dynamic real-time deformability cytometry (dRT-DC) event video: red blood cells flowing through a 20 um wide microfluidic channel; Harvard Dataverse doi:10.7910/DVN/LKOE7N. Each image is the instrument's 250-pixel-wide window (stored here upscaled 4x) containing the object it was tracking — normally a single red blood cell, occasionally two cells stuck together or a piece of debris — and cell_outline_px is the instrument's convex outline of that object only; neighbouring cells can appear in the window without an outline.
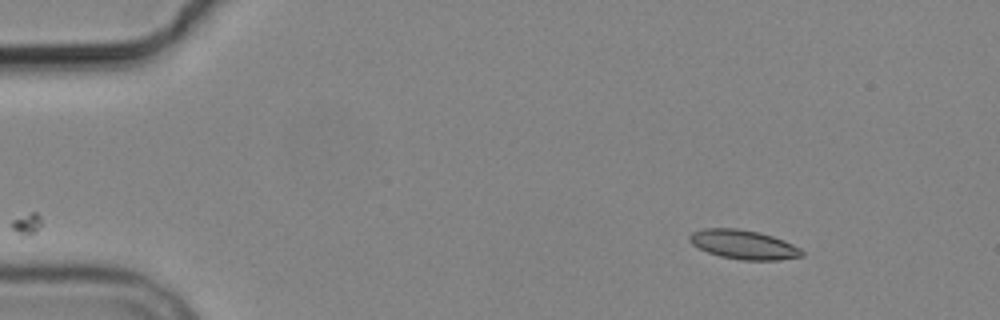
{"species": "common noctule bat (a hibernating species)", "species_latin": "Nyctalus noctula", "temperature_condition": "cold", "stored_images_in_passage": 5, "camera_frame_rate_fps": 3000, "um_per_image_px": 0.085, "animal": {"sex": "male", "body_mass_g": 19.2, "forearm_length_mm": 51.8}, "frame": {"image": 1, "passage_image": 2, "time_ms": 1.333, "image_size_px": [1000, 320], "cell_outline_px": [[804, 256], [780, 260], [740, 260], [720, 256], [708, 252], [692, 244], [688, 240], [688, 236], [692, 232], [704, 228], [736, 228], [760, 232], [784, 240], [800, 248], [804, 252]], "centroid_in_image_um": [63.21, 20.79], "position_along_channel_um": 21.8, "area_um2": 19.19}}
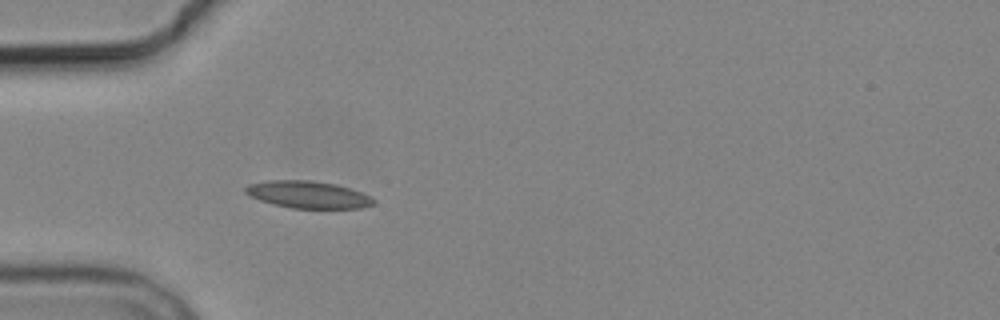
{"frame": {"image": 2, "passage_image": 5, "time_ms": 4.667, "image_size_px": [1000, 320], "cell_outline_px": [[376, 200], [372, 204], [360, 208], [292, 208], [272, 204], [248, 196], [244, 192], [244, 188], [248, 184], [268, 180], [308, 180], [336, 184], [372, 196]], "centroid_in_image_um": [26.14, 16.54], "position_along_channel_um": 58.9, "area_um2": 20.29}}